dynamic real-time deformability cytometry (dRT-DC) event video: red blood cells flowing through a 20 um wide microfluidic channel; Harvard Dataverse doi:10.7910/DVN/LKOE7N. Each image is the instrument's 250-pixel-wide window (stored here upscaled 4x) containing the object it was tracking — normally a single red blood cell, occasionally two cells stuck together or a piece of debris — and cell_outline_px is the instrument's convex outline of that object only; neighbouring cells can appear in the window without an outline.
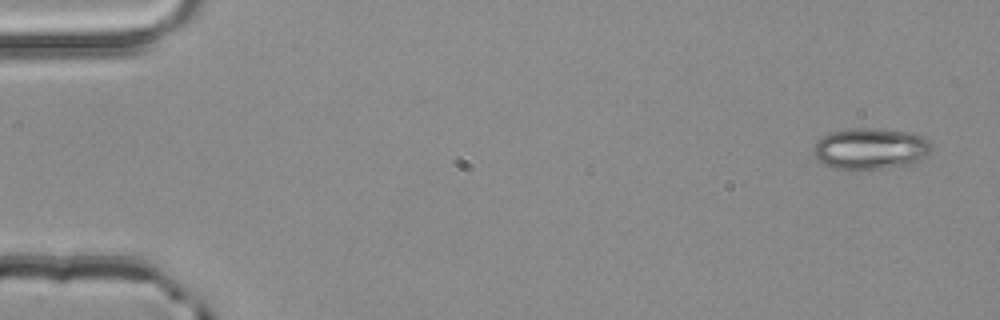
{"species": "common noctule bat (a hibernating species)", "species_latin": "Nyctalus noctula", "temperature_condition": "room temperature", "stored_images_in_passage": 5, "camera_frame_rate_fps": 3000, "um_per_image_px": 0.085, "animal": {"sex": "male", "body_mass_g": 20.4}, "frame": {"image": 1, "passage_image": 1, "time_ms": 0.0, "image_size_px": [1000, 320], "cell_outline_px": [[932, 148], [924, 156], [908, 164], [884, 168], [832, 168], [816, 160], [812, 152], [812, 148], [816, 140], [832, 132], [852, 128], [876, 128], [908, 132], [924, 136], [932, 144]], "centroid_in_image_um": [73.94, 12.61], "position_along_channel_um": 11.1, "area_um2": 28.15}}
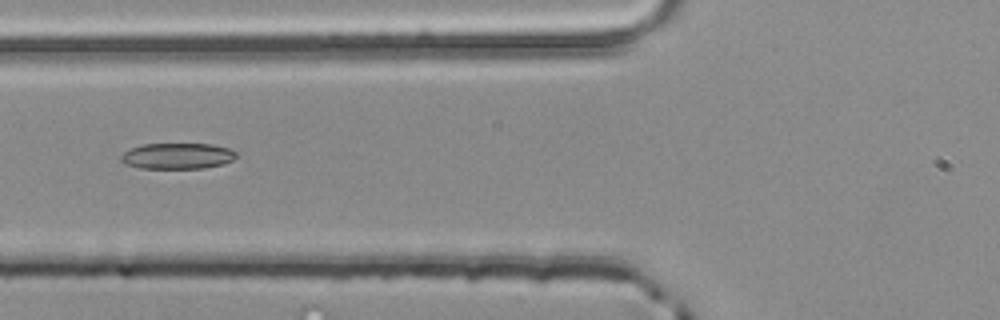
{"frame": {"image": 2, "passage_image": 5, "time_ms": 1.333, "image_size_px": [1000, 320], "cell_outline_px": [[236, 156], [232, 160], [220, 164], [204, 168], [140, 168], [124, 164], [120, 160], [120, 156], [128, 148], [140, 144], [212, 144], [228, 148], [236, 152]], "centroid_in_image_um": [15.01, 13.25], "position_along_channel_um": 110.8, "area_um2": 17.46}}